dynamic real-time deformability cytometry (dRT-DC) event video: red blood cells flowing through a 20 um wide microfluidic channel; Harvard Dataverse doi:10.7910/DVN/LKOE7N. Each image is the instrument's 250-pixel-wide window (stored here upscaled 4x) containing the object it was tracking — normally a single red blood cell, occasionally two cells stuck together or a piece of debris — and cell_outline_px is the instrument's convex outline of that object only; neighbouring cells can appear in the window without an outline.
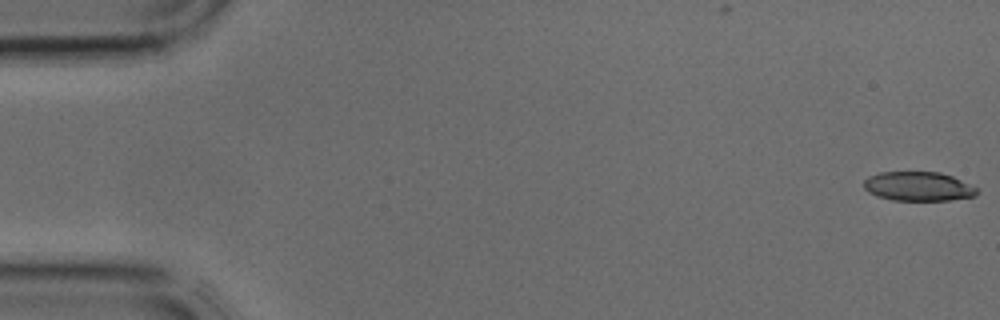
{"species": "common noctule bat (a hibernating species)", "species_latin": "Nyctalus noctula", "temperature_condition": "cold", "stored_images_in_passage": 4, "camera_frame_rate_fps": 3000, "um_per_image_px": 0.085, "animal": {"sex": "male", "body_mass_g": 17.9, "forearm_length_mm": 54.2}, "frame": {"image": 1, "passage_image": 1, "time_ms": 0.0, "image_size_px": [1000, 320], "cell_outline_px": [[980, 188], [976, 196], [948, 200], [892, 200], [876, 196], [868, 192], [864, 188], [864, 180], [868, 176], [880, 172], [940, 172], [952, 176]], "centroid_in_image_um": [78.07, 15.84], "position_along_channel_um": 6.9, "area_um2": 19.42}}
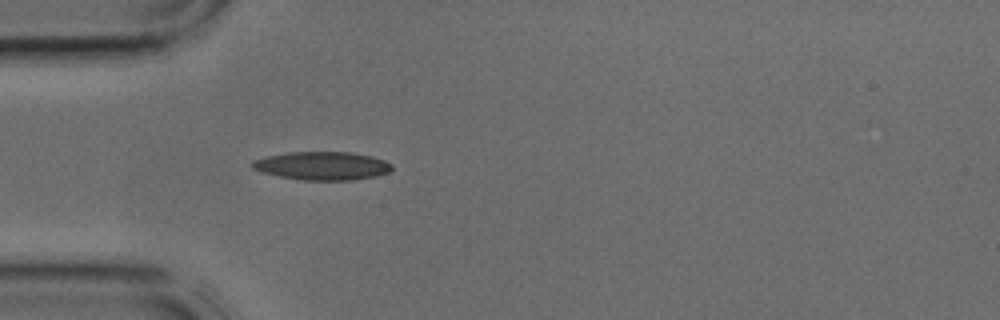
{"frame": {"image": 2, "passage_image": 4, "time_ms": 1.0, "image_size_px": [1000, 320], "cell_outline_px": [[392, 168], [388, 172], [376, 176], [352, 180], [304, 180], [280, 176], [260, 172], [252, 168], [252, 160], [264, 156], [288, 152], [352, 152], [372, 156], [384, 160], [392, 164]], "centroid_in_image_um": [27.37, 14.08], "position_along_channel_um": 57.6, "area_um2": 23.12}}